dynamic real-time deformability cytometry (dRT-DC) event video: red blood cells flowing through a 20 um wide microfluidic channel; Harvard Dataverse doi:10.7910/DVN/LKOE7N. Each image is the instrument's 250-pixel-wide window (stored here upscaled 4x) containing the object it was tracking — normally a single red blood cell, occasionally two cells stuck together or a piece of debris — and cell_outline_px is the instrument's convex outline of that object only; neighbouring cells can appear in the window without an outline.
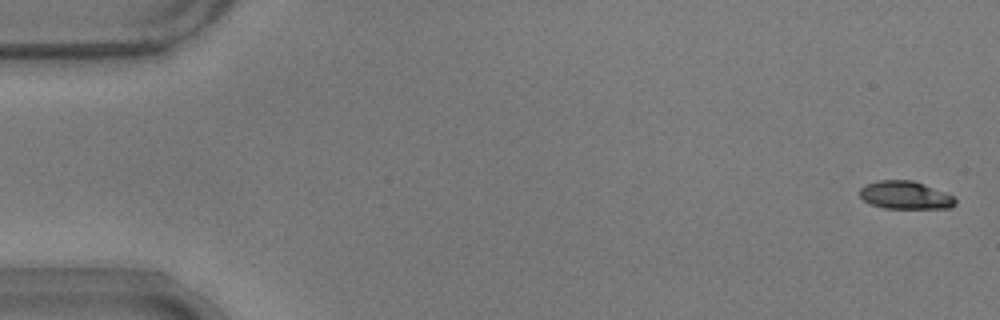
{"species": "common noctule bat (a hibernating species)", "species_latin": "Nyctalus noctula", "temperature_condition": "warm", "stored_images_in_passage": 55, "camera_frame_rate_fps": 3000, "um_per_image_px": 0.085, "animal": {"sex": "male", "body_mass_g": 17.9}, "frame": {"image": 1, "passage_image": 2, "time_ms": 0.333, "image_size_px": [1000, 320], "cell_outline_px": [[956, 204], [952, 208], [884, 208], [872, 204], [864, 200], [860, 196], [860, 188], [864, 184], [880, 180], [912, 180], [924, 184], [952, 196], [956, 200]], "centroid_in_image_um": [76.93, 16.59], "position_along_channel_um": 8.1, "area_um2": 15.43}}
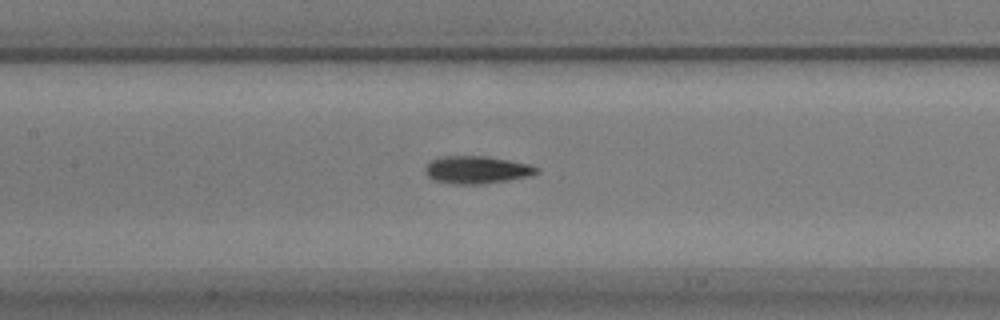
{"frame": {"image": 2, "passage_image": 26, "time_ms": 8.333, "image_size_px": [1000, 320], "cell_outline_px": [[540, 172], [528, 176], [508, 180], [480, 184], [452, 184], [432, 180], [424, 172], [424, 168], [432, 160], [440, 156], [484, 156], [508, 160], [528, 164], [540, 168]], "centroid_in_image_um": [40.5, 14.44], "position_along_channel_um": 166.9, "area_um2": 17.92}}
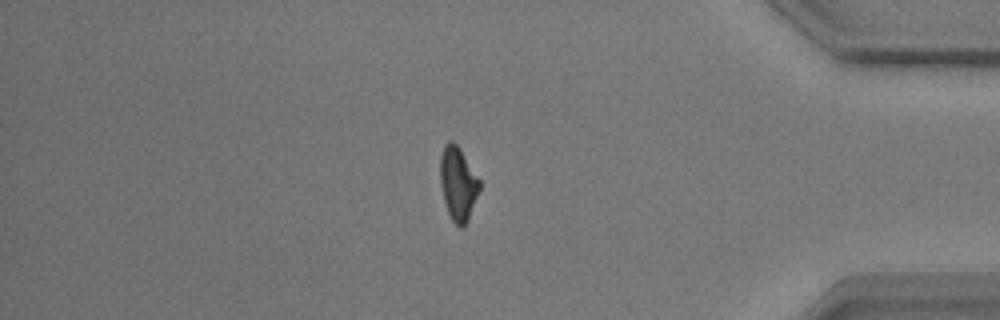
{"frame": {"image": 3, "passage_image": 47, "time_ms": 15.333, "image_size_px": [1000, 320], "cell_outline_px": [[480, 188], [468, 220], [464, 228], [460, 228], [452, 220], [448, 212], [444, 200], [440, 184], [440, 156], [444, 144], [448, 140], [452, 140], [460, 148], [480, 180]], "centroid_in_image_um": [38.92, 15.59], "position_along_channel_um": 396.3, "area_um2": 16.94}, "authors_computed_cell_mechanics": {"area_um2": 16.9354, "velocity_mm_per_s": 3.7198, "shape_relaxation_time_tau1_ms": 4.8141, "shape_relaxation_time_tau2_ms": 3.0582, "deformation_change_tau1": 0.1698, "deformation_change_tau2": 0.0984}}